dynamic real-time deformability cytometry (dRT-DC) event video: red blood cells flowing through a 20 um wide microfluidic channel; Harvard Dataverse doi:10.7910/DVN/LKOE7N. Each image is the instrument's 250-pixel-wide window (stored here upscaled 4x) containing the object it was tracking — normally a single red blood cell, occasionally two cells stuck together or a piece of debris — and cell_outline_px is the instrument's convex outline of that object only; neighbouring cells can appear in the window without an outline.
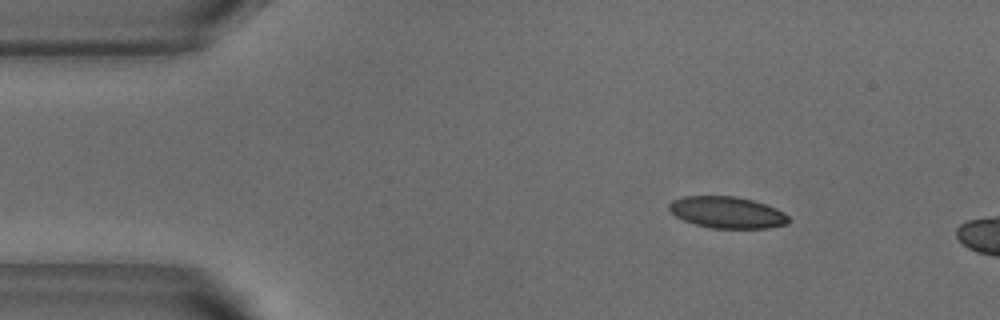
{"species": "common noctule bat (a hibernating species)", "species_latin": "Nyctalus noctula", "temperature_condition": "warm", "stored_images_in_passage": 6, "camera_frame_rate_fps": 3000, "um_per_image_px": 0.085, "animal": {"sex": "male", "body_mass_g": 18.8}, "frame": {"image": 1, "passage_image": 1, "time_ms": 0.0, "image_size_px": [1000, 320], "cell_outline_px": [[788, 224], [768, 228], [712, 228], [696, 224], [684, 220], [676, 216], [668, 208], [668, 204], [672, 200], [684, 196], [736, 196], [752, 200], [776, 208], [784, 212], [788, 216]], "centroid_in_image_um": [61.8, 18.05], "position_along_channel_um": 23.2, "area_um2": 21.91}}